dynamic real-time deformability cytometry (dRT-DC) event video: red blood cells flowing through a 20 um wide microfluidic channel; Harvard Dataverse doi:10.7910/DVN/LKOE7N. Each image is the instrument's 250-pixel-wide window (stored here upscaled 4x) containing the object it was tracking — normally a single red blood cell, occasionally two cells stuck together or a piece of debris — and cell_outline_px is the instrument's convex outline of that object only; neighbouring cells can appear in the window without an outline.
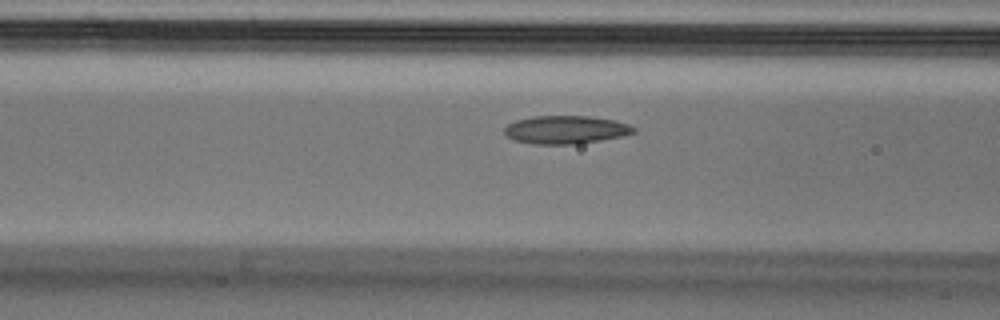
{"species": "Egyptian fruit bat (a non-hibernating species)", "species_latin": "Rousettus aegyptiacus", "temperature_condition": "cold", "stored_images_in_passage": 44, "camera_frame_rate_fps": 3000, "um_per_image_px": 0.085, "animal": {"sex": "male"}, "frame": {"image": 1, "passage_image": 18, "time_ms": 5.667, "image_size_px": [1000, 320], "cell_outline_px": [[636, 132], [624, 136], [576, 144], [532, 144], [516, 140], [508, 136], [504, 132], [504, 128], [508, 124], [516, 120], [532, 116], [588, 116], [616, 120], [628, 124], [636, 128]], "centroid_in_image_um": [48.12, 11.02], "position_along_channel_um": 118.5, "area_um2": 21.21}}
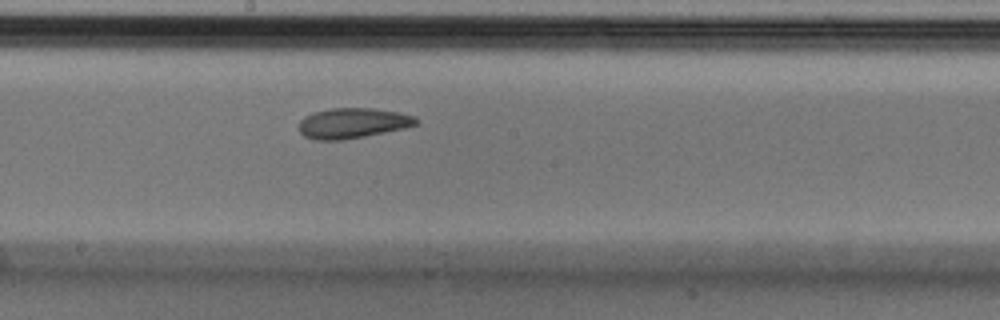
{"frame": {"image": 2, "passage_image": 26, "time_ms": 8.333, "image_size_px": [1000, 320], "cell_outline_px": [[420, 124], [404, 128], [344, 140], [316, 140], [304, 136], [300, 132], [300, 120], [304, 116], [316, 112], [332, 108], [372, 108], [400, 112], [416, 116], [420, 120]], "centroid_in_image_um": [30.03, 10.46], "position_along_channel_um": 218.2, "area_um2": 20.75}}
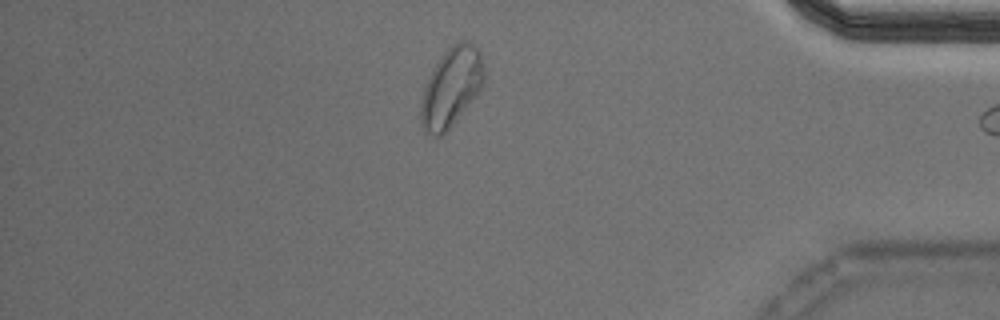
{"frame": {"image": 3, "passage_image": 43, "time_ms": 14.0, "image_size_px": [1000, 320], "cell_outline_px": [[484, 84], [472, 100], [452, 124], [440, 136], [432, 136], [424, 132], [420, 124], [420, 104], [424, 88], [436, 64], [444, 52], [448, 48], [460, 40], [472, 44], [480, 48], [484, 68]], "centroid_in_image_um": [38.36, 7.41], "position_along_channel_um": 396.8, "area_um2": 28.78}}